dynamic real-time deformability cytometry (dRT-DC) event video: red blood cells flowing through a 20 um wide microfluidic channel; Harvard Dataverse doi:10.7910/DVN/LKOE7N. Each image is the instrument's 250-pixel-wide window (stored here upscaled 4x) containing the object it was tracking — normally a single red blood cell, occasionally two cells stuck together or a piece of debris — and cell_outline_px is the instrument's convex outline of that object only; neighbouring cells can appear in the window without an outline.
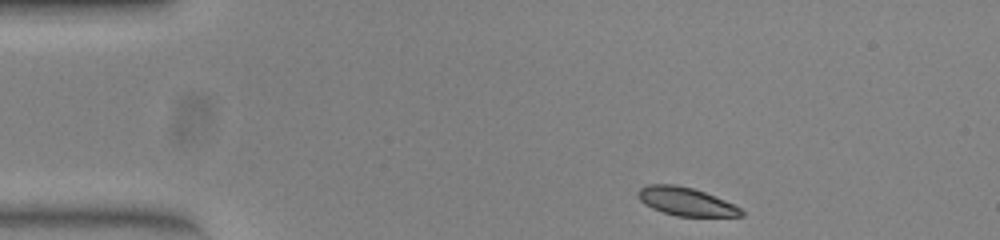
{"species": "common noctule bat (a hibernating species)", "species_latin": "Nyctalus noctula", "temperature_condition": "warm", "stored_images_in_passage": 45, "camera_frame_rate_fps": 3000, "um_per_image_px": 0.085, "animal": {"sex": "female", "body_mass_g": 23.0, "forearm_length_mm": 53.4}, "frame": {"image": 1, "passage_image": 1, "time_ms": 0.0, "image_size_px": [1000, 240], "cell_outline_px": [[744, 216], [676, 216], [652, 208], [644, 204], [640, 200], [636, 192], [640, 188], [648, 184], [676, 184], [692, 188], [704, 192], [724, 200], [740, 208], [744, 212]], "centroid_in_image_um": [58.27, 17.12], "position_along_channel_um": 26.7, "area_um2": 16.88}}
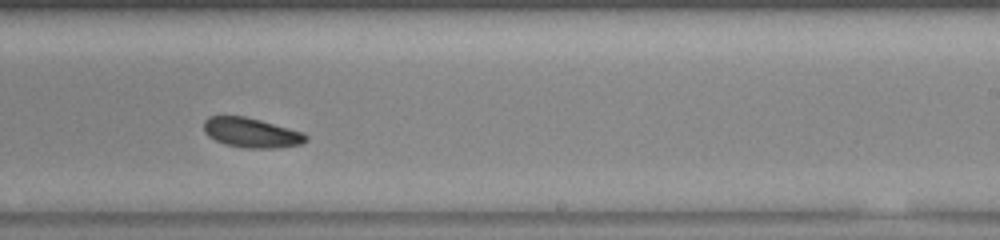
{"frame": {"image": 2, "passage_image": 25, "time_ms": 8.0, "image_size_px": [1000, 240], "cell_outline_px": [[308, 140], [304, 144], [276, 148], [244, 148], [224, 144], [208, 136], [204, 132], [204, 120], [208, 116], [244, 116], [260, 120], [304, 132], [308, 136]], "centroid_in_image_um": [21.39, 11.29], "position_along_channel_um": 267.6, "area_um2": 17.86}}
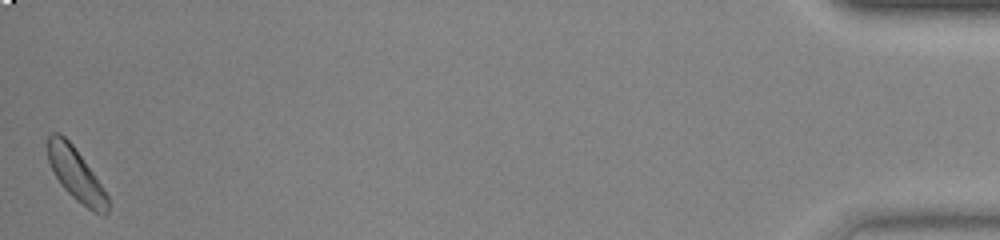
{"frame": {"image": 3, "passage_image": 45, "time_ms": 14.667, "image_size_px": [1000, 240], "cell_outline_px": [[108, 212], [104, 216], [92, 212], [76, 200], [60, 184], [48, 160], [48, 136], [52, 132], [60, 132], [72, 144], [92, 172], [108, 196]], "centroid_in_image_um": [6.46, 14.85], "position_along_channel_um": 428.7, "area_um2": 18.09}, "authors_computed_cell_mechanics": {"area_um2": 17.8602, "velocity_mm_per_s": 3.8667, "shape_relaxation_time_tau1_ms": 2.3387, "shape_relaxation_time_tau2_ms": null, "deformation_change_tau1": 0.0626, "deformation_change_tau2": null}}